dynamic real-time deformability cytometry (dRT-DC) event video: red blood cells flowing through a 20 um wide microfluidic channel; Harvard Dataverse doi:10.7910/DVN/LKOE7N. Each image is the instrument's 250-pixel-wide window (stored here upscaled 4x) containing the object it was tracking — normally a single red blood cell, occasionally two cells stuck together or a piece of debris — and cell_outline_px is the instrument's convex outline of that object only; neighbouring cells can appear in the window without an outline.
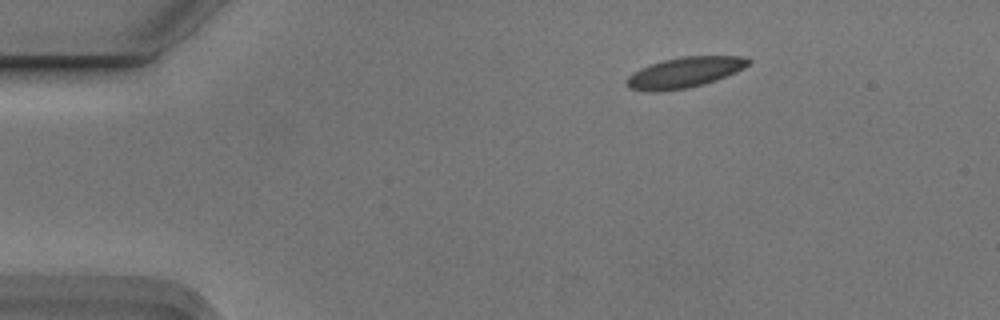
{"species": "Egyptian fruit bat (a non-hibernating species)", "species_latin": "Rousettus aegyptiacus", "temperature_condition": "cold", "stored_images_in_passage": 4, "camera_frame_rate_fps": 3000, "um_per_image_px": 0.085, "animal": {"sex": "male"}, "frame": {"image": 1, "passage_image": 2, "time_ms": 0.333, "image_size_px": [1000, 320], "cell_outline_px": [[752, 60], [744, 68], [736, 72], [716, 80], [704, 84], [688, 88], [656, 92], [628, 88], [624, 80], [632, 72], [648, 64], [664, 60], [684, 56], [744, 56]], "centroid_in_image_um": [58.16, 6.16], "position_along_channel_um": 26.8, "area_um2": 21.79}}